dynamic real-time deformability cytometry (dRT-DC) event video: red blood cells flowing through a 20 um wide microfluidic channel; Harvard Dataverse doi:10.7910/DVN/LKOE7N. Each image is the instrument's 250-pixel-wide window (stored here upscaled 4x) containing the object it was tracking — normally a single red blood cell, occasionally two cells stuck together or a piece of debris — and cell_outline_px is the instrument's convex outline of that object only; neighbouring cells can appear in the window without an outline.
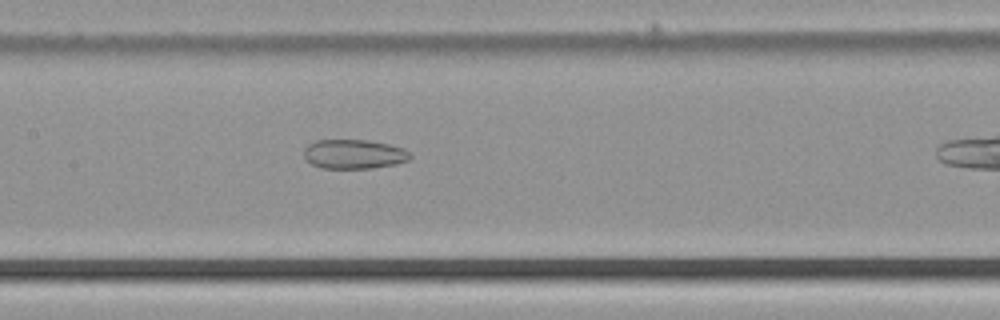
{"species": "common noctule bat (a hibernating species)", "species_latin": "Nyctalus noctula", "temperature_condition": "cold", "stored_images_in_passage": 33, "camera_frame_rate_fps": 3000, "um_per_image_px": 0.085, "animal": {"sex": "male", "body_mass_g": 21.5, "forearm_length_mm": 52.0}, "frame": {"image": 1, "passage_image": 16, "time_ms": 5.0, "image_size_px": [1000, 320], "cell_outline_px": [[412, 156], [408, 160], [396, 164], [372, 168], [320, 168], [312, 164], [304, 156], [304, 148], [308, 144], [316, 140], [368, 140], [388, 144], [404, 148]], "centroid_in_image_um": [30.08, 13.1], "position_along_channel_um": 177.3, "area_um2": 18.15}}
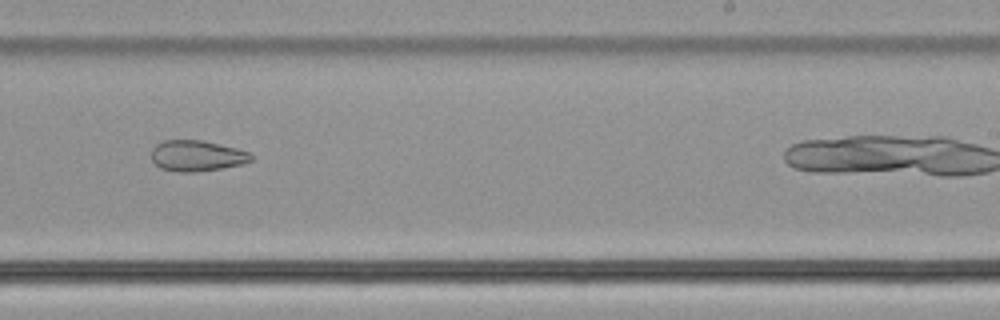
{"frame": {"image": 2, "passage_image": 23, "time_ms": 7.333, "image_size_px": [1000, 320], "cell_outline_px": [[252, 160], [244, 164], [224, 168], [196, 172], [180, 172], [160, 168], [152, 160], [152, 148], [156, 144], [164, 140], [204, 140], [236, 148], [248, 152], [252, 156]], "centroid_in_image_um": [16.74, 13.24], "position_along_channel_um": 272.3, "area_um2": 18.03}}
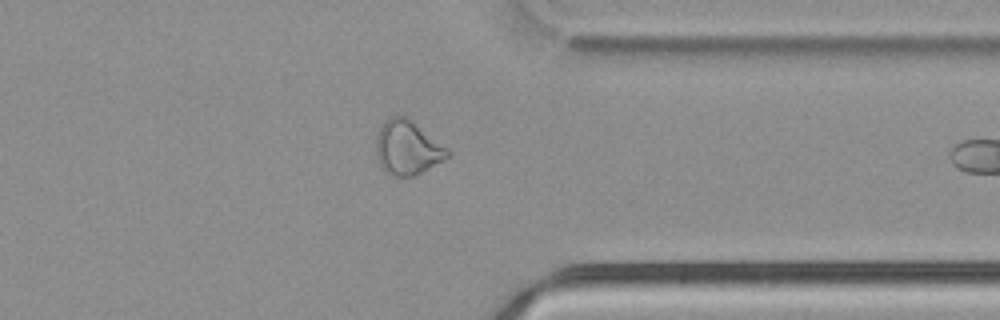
{"frame": {"image": 3, "passage_image": 31, "time_ms": 10.0, "image_size_px": [1000, 320], "cell_outline_px": [[448, 156], [420, 172], [412, 176], [392, 176], [384, 172], [376, 156], [376, 136], [384, 120], [388, 116], [404, 116], [412, 120], [448, 148]], "centroid_in_image_um": [34.57, 12.53], "position_along_channel_um": 376.8, "area_um2": 22.31}}